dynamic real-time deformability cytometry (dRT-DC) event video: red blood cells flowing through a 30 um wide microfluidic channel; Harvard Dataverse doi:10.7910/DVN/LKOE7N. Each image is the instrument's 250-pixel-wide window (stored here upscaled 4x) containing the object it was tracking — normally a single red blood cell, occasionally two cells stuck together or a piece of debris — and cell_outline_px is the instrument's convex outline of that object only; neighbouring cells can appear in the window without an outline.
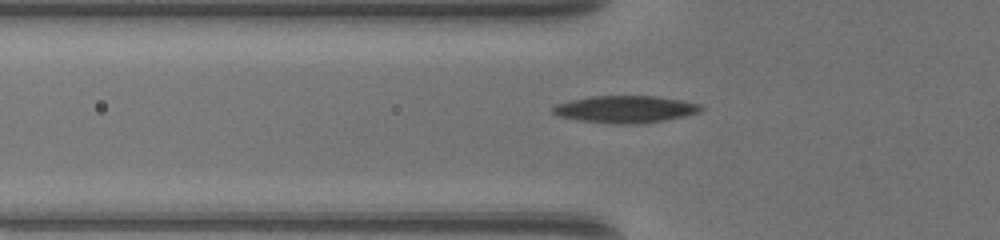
{"species": "common noctule bat (a hibernating species)", "species_latin": "Nyctalus noctula", "temperature_condition": "warm", "stored_images_in_passage": 37, "camera_frame_rate_fps": 3000, "um_per_image_px": 0.085, "animal": {"sex": "female", "body_mass_g": 17.0, "forearm_length_mm": 48.0}, "frame": {"image": 1, "passage_image": 7, "time_ms": 2.0, "image_size_px": [1000, 240], "cell_outline_px": [[704, 108], [700, 112], [684, 116], [644, 124], [612, 124], [580, 120], [560, 116], [552, 112], [552, 108], [556, 104], [568, 100], [592, 96], [656, 96], [680, 100], [700, 104]], "centroid_in_image_um": [53.16, 9.29], "position_along_channel_um": 72.6, "area_um2": 23.47}}
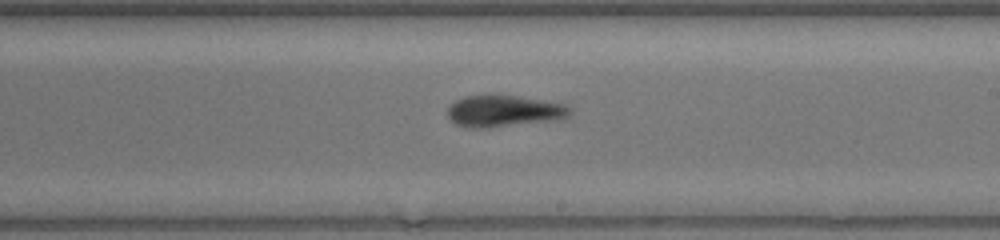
{"frame": {"image": 2, "passage_image": 19, "time_ms": 6.0, "image_size_px": [1000, 240], "cell_outline_px": [[572, 112], [568, 116], [552, 120], [488, 128], [468, 128], [456, 124], [448, 116], [448, 108], [456, 100], [464, 96], [488, 92], [520, 96], [564, 104], [572, 108]], "centroid_in_image_um": [42.79, 9.4], "position_along_channel_um": 246.2, "area_um2": 23.0}}
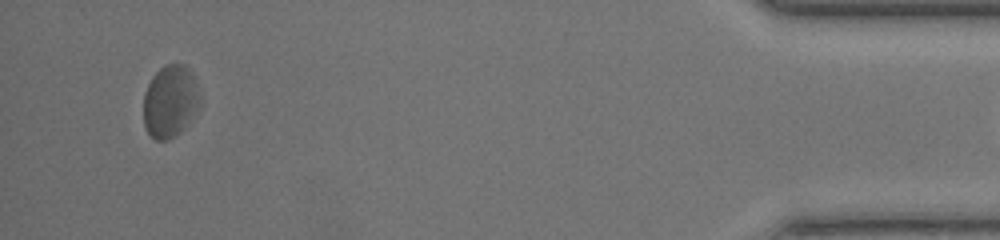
{"frame": {"image": 3, "passage_image": 36, "time_ms": 11.667, "image_size_px": [1000, 240], "cell_outline_px": [[204, 100], [180, 132], [168, 140], [156, 140], [144, 128], [144, 92], [152, 76], [164, 64], [184, 64], [196, 76]], "centroid_in_image_um": [14.51, 8.57], "position_along_channel_um": 420.7, "area_um2": 24.33}}